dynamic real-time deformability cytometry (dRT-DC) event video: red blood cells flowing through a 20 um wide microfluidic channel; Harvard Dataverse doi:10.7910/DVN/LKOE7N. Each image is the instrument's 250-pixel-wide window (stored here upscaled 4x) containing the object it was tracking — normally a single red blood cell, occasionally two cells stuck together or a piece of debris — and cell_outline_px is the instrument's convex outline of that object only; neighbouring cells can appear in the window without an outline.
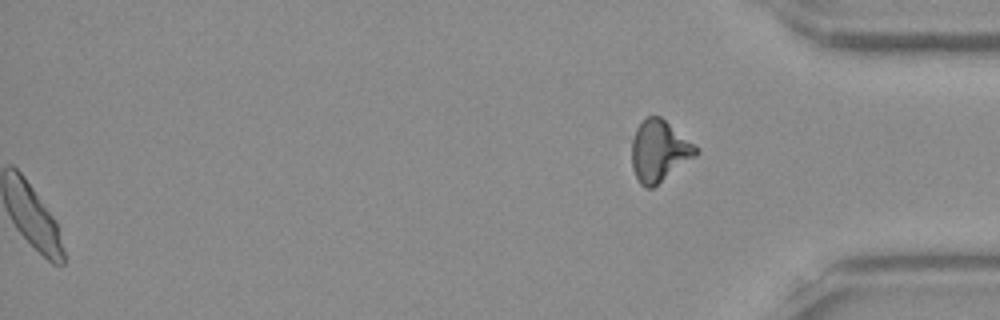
{"species": "Egyptian fruit bat (a non-hibernating species)", "species_latin": "Rousettus aegyptiacus", "temperature_condition": "room temperature", "stored_images_in_passage": 52, "segment_of_instrument_passage": [2, 2], "camera_frame_rate_fps": 3000, "um_per_image_px": 0.085, "frame": {"image": 1, "passage_image": 52, "time_ms": 17.0, "image_size_px": [1000, 320], "cell_outline_px": [[700, 152], [696, 156], [652, 188], [644, 188], [640, 184], [632, 168], [632, 136], [636, 128], [648, 116], [660, 116], [700, 148]], "centroid_in_image_um": [56.04, 12.83], "position_along_channel_um": 379.2, "area_um2": 22.95}}